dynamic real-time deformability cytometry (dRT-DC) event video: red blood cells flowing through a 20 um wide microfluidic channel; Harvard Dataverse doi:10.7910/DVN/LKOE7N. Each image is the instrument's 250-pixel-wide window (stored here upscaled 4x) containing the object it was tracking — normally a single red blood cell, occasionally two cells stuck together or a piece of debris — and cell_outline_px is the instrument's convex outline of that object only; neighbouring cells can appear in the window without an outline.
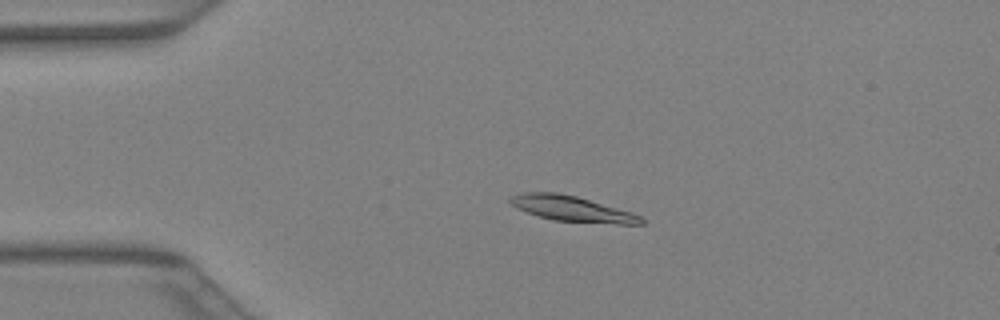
{"species": "Egyptian fruit bat (a non-hibernating species)", "species_latin": "Rousettus aegyptiacus", "temperature_condition": "warm", "stored_images_in_passage": 41, "camera_frame_rate_fps": 3000, "um_per_image_px": 0.085, "animal": {"sex": "female"}, "frame": {"image": 1, "passage_image": 9, "time_ms": 2.667, "image_size_px": [1000, 320], "cell_outline_px": [[644, 224], [616, 224], [552, 220], [516, 208], [508, 200], [508, 196], [524, 192], [556, 192], [576, 196], [632, 212], [640, 216], [644, 220]], "centroid_in_image_um": [48.61, 17.74], "position_along_channel_um": 36.4, "area_um2": 19.36}}
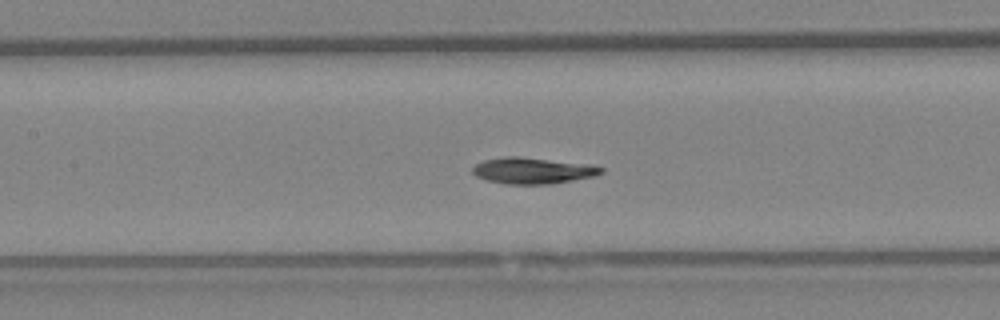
{"frame": {"image": 2, "passage_image": 19, "time_ms": 6.0, "image_size_px": [1000, 320], "cell_outline_px": [[604, 172], [596, 176], [552, 184], [504, 184], [484, 180], [476, 176], [472, 172], [472, 168], [476, 164], [484, 160], [504, 156], [516, 156], [584, 164], [604, 168]], "centroid_in_image_um": [45.24, 14.52], "position_along_channel_um": 162.2, "area_um2": 19.59}}
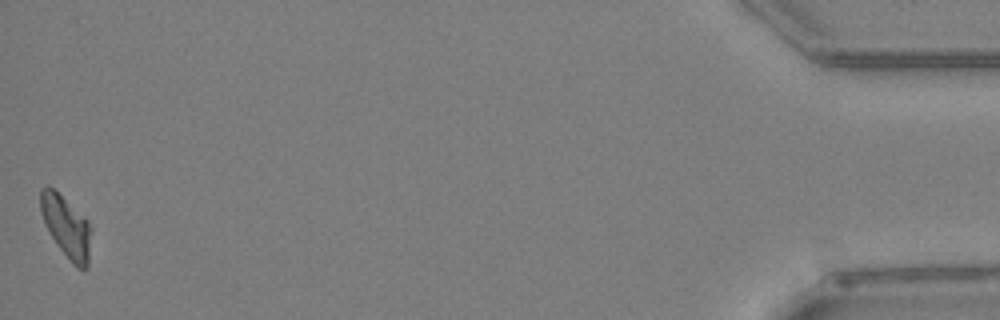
{"frame": {"image": 3, "passage_image": 41, "time_ms": 13.333, "image_size_px": [1000, 320], "cell_outline_px": [[92, 232], [88, 268], [76, 268], [72, 264], [56, 244], [40, 212], [40, 188], [52, 188], [88, 220], [92, 228]], "centroid_in_image_um": [5.68, 19.33], "position_along_channel_um": 429.5, "area_um2": 18.03}}